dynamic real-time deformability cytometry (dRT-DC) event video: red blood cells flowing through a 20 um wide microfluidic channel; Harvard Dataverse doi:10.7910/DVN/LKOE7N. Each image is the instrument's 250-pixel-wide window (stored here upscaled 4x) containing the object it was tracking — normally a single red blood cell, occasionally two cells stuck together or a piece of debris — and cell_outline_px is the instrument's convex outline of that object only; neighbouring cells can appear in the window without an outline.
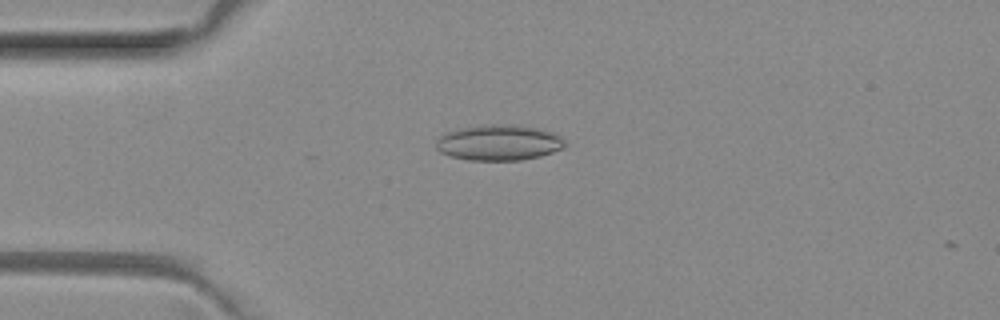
{"species": "common noctule bat (a hibernating species)", "species_latin": "Nyctalus noctula", "temperature_condition": "room temperature", "stored_images_in_passage": 3, "camera_frame_rate_fps": 3000, "um_per_image_px": 0.085, "animal": {"sex": "female", "body_mass_g": 29.2, "forearm_length_mm": 56.3}, "frame": {"image": 1, "passage_image": 1, "time_ms": 0.0, "image_size_px": [1000, 320], "cell_outline_px": [[564, 148], [540, 156], [520, 160], [468, 160], [448, 156], [440, 152], [436, 148], [436, 140], [444, 132], [460, 128], [488, 124], [508, 124], [536, 128], [552, 132], [560, 136], [564, 140]], "centroid_in_image_um": [42.36, 12.12], "position_along_channel_um": 42.6, "area_um2": 26.82}}
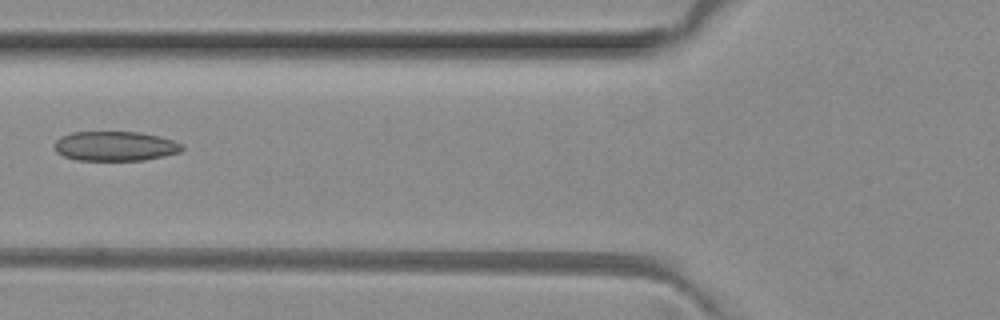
{"frame": {"image": 2, "passage_image": 3, "time_ms": 0.667, "image_size_px": [1000, 320], "cell_outline_px": [[184, 148], [180, 152], [164, 156], [144, 160], [76, 160], [64, 156], [56, 152], [52, 144], [60, 136], [72, 132], [140, 132], [160, 136], [172, 140], [180, 144]], "centroid_in_image_um": [9.75, 12.42], "position_along_channel_um": 116.1, "area_um2": 22.14}}